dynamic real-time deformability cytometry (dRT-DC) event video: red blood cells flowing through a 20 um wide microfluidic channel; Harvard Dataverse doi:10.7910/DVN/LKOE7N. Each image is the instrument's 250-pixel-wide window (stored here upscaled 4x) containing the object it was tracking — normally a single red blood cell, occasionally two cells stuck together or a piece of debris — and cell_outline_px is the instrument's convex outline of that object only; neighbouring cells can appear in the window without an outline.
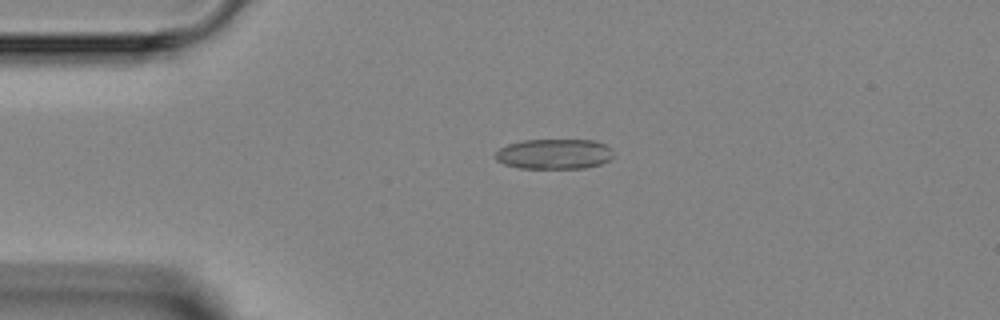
{"species": "Egyptian fruit bat (a non-hibernating species)", "species_latin": "Rousettus aegyptiacus", "temperature_condition": "room temperature", "stored_images_in_passage": 2, "camera_frame_rate_fps": 3000, "um_per_image_px": 0.085, "animal": {"sex": "female"}, "frame": {"image": 1, "passage_image": 1, "time_ms": 0.0, "image_size_px": [1000, 320], "cell_outline_px": [[612, 156], [608, 160], [600, 164], [584, 168], [520, 168], [504, 164], [496, 160], [496, 152], [500, 148], [508, 144], [520, 140], [592, 140], [604, 144], [612, 152]], "centroid_in_image_um": [47.06, 13.09], "position_along_channel_um": 37.9, "area_um2": 20.58}}